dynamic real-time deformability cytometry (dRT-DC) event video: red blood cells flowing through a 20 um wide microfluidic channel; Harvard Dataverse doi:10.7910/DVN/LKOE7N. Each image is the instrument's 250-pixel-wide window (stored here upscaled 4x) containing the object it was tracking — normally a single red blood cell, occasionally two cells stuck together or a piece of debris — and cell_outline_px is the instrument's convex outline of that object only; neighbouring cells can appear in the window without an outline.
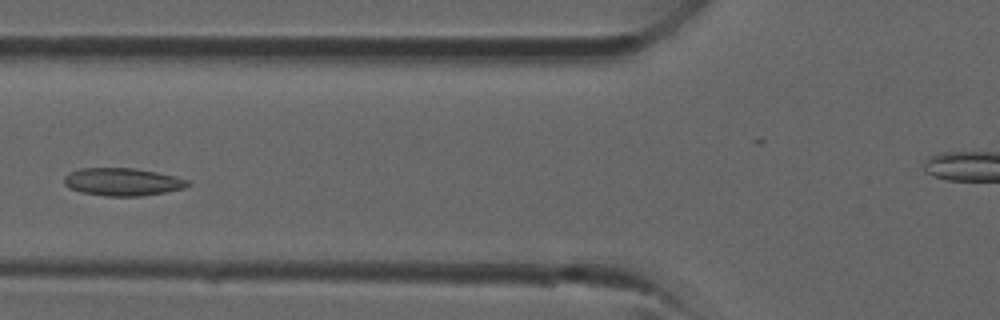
{"species": "common noctule bat (a hibernating species)", "species_latin": "Nyctalus noctula", "temperature_condition": "room temperature", "stored_images_in_passage": 37, "camera_frame_rate_fps": 3000, "um_per_image_px": 0.085, "animal": {"sex": "male", "forearm_length_mm": 52.5}, "frame": {"image": 1, "passage_image": 12, "time_ms": 3.667, "image_size_px": [1000, 320], "cell_outline_px": [[192, 184], [184, 188], [164, 192], [140, 196], [104, 196], [80, 192], [68, 188], [64, 184], [64, 176], [68, 172], [80, 168], [136, 168], [176, 176], [188, 180]], "centroid_in_image_um": [10.39, 15.45], "position_along_channel_um": 115.4, "area_um2": 20.17}}
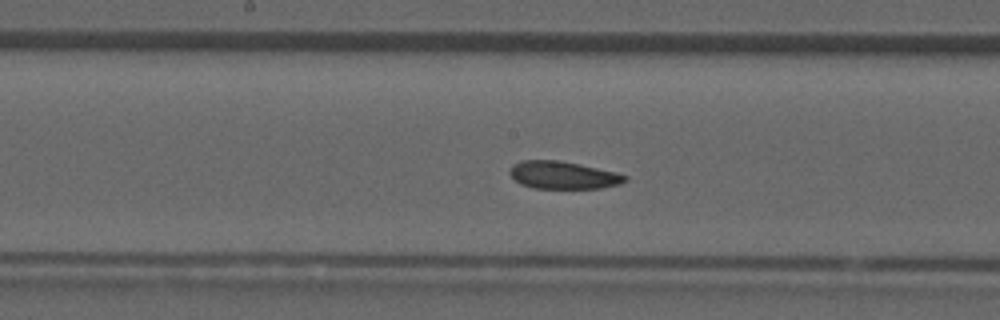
{"frame": {"image": 2, "passage_image": 17, "time_ms": 5.333, "image_size_px": [1000, 320], "cell_outline_px": [[628, 180], [620, 184], [600, 188], [532, 188], [520, 184], [508, 172], [512, 164], [524, 160], [560, 160], [616, 172], [628, 176]], "centroid_in_image_um": [47.86, 14.88], "position_along_channel_um": 200.3, "area_um2": 18.55}}
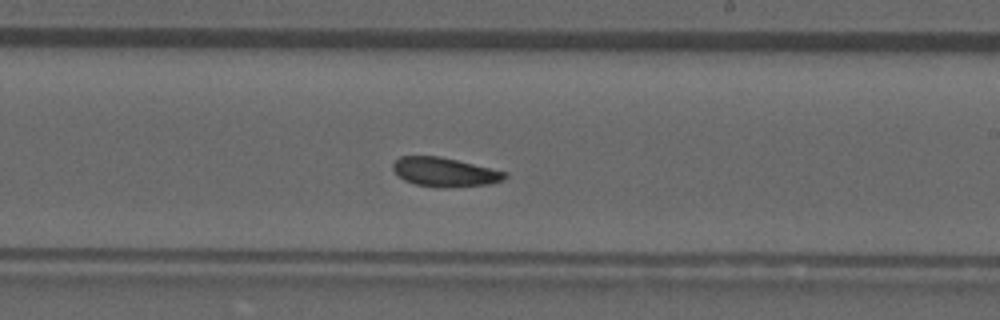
{"frame": {"image": 3, "passage_image": 20, "time_ms": 6.333, "image_size_px": [1000, 320], "cell_outline_px": [[508, 176], [504, 180], [492, 184], [444, 188], [416, 184], [404, 180], [392, 168], [392, 164], [400, 156], [440, 156], [508, 172]], "centroid_in_image_um": [37.85, 14.63], "position_along_channel_um": 251.2, "area_um2": 19.02}}